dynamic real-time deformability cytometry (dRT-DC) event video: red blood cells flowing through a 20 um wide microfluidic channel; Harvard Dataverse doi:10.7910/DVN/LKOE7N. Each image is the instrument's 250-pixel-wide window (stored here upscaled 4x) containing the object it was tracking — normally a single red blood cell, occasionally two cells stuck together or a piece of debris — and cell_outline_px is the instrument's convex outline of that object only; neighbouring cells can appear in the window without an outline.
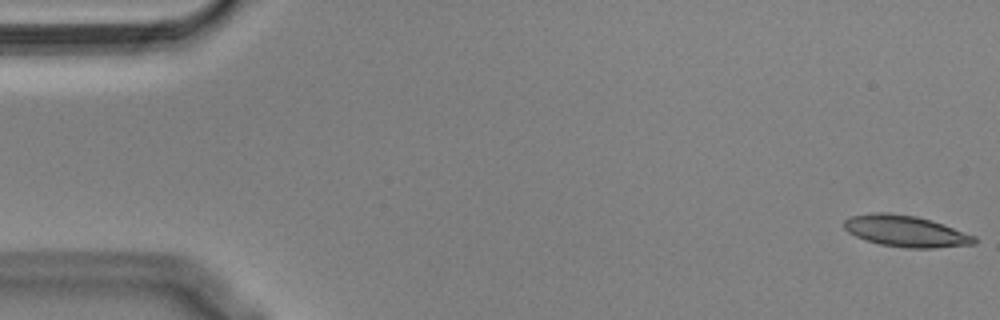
{"species": "Egyptian fruit bat (a non-hibernating species)", "species_latin": "Rousettus aegyptiacus", "temperature_condition": "cold", "stored_images_in_passage": 55, "camera_frame_rate_fps": 3000, "um_per_image_px": 0.085, "animal": {"sex": "male"}, "frame": {"image": 1, "passage_image": 1, "time_ms": 0.0, "image_size_px": [1000, 320], "cell_outline_px": [[976, 244], [932, 248], [908, 248], [880, 244], [864, 240], [848, 232], [844, 228], [844, 220], [852, 216], [872, 212], [888, 212], [916, 216], [932, 220], [944, 224], [976, 236]], "centroid_in_image_um": [76.99, 19.64], "position_along_channel_um": 8.0, "area_um2": 23.93}}
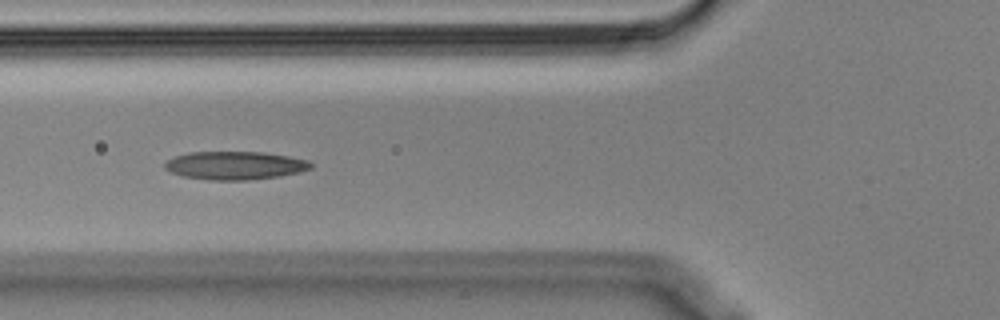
{"frame": {"image": 2, "passage_image": 20, "time_ms": 6.333, "image_size_px": [1000, 320], "cell_outline_px": [[312, 168], [300, 172], [280, 176], [248, 180], [208, 180], [180, 176], [164, 168], [164, 164], [168, 160], [176, 156], [188, 152], [264, 152], [288, 156], [308, 160], [312, 164]], "centroid_in_image_um": [19.97, 14.07], "position_along_channel_um": 105.8, "area_um2": 24.1}}
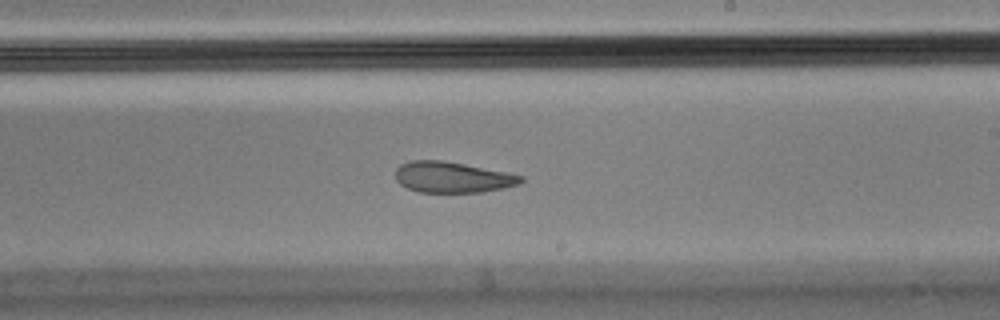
{"frame": {"image": 3, "passage_image": 32, "time_ms": 10.333, "image_size_px": [1000, 320], "cell_outline_px": [[524, 180], [520, 184], [504, 188], [480, 192], [420, 192], [408, 188], [400, 184], [396, 180], [396, 168], [400, 164], [412, 160], [444, 160], [508, 172], [524, 176]], "centroid_in_image_um": [38.48, 15.05], "position_along_channel_um": 250.5, "area_um2": 22.72}, "authors_computed_cell_mechanics": {"area_um2": 24.1026, "velocity_mm_per_s": 3.61, "shape_relaxation_time_tau1_ms": null, "shape_relaxation_time_tau2_ms": 2.8778, "deformation_change_tau1": null, "deformation_change_tau2": 0.1034}}